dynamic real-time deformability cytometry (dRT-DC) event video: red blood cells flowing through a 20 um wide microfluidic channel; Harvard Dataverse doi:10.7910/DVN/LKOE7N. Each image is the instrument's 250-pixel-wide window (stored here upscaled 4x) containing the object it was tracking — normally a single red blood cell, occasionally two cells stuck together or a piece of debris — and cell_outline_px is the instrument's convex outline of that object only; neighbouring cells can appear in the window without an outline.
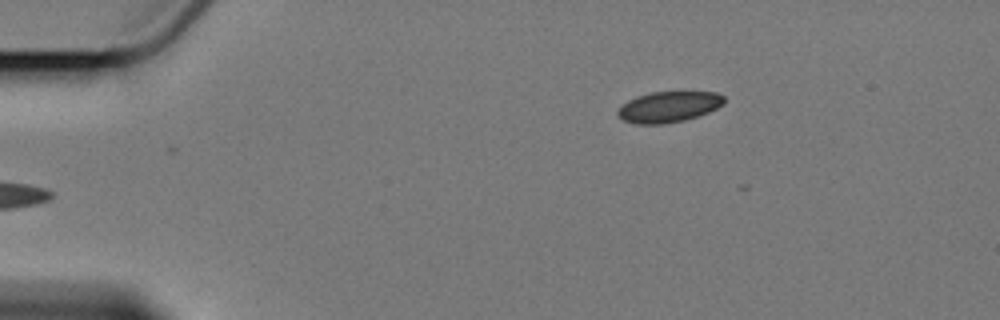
{"species": "Egyptian fruit bat (a non-hibernating species)", "species_latin": "Rousettus aegyptiacus", "temperature_condition": "cold", "stored_images_in_passage": 4, "camera_frame_rate_fps": 3000, "um_per_image_px": 0.085, "animal": {"sex": "female"}, "frame": {"image": 1, "passage_image": 4, "time_ms": 4.333, "image_size_px": [1000, 320], "cell_outline_px": [[724, 104], [708, 112], [684, 120], [660, 124], [636, 124], [624, 120], [616, 116], [616, 112], [628, 100], [636, 96], [652, 92], [716, 92], [724, 96]], "centroid_in_image_um": [56.82, 9.08], "position_along_channel_um": 28.2, "area_um2": 18.96}}